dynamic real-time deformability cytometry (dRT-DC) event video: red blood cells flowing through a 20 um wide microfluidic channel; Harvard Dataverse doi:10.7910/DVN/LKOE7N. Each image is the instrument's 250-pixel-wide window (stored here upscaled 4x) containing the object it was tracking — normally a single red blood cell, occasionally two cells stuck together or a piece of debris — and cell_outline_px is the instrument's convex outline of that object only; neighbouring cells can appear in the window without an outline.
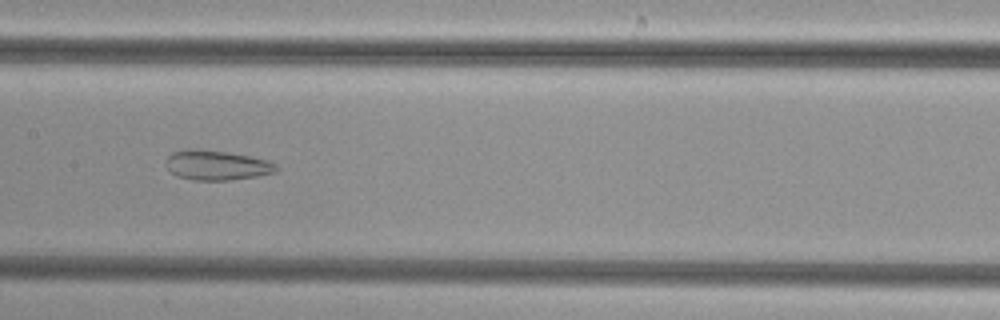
{"species": "common noctule bat (a hibernating species)", "species_latin": "Nyctalus noctula", "temperature_condition": "cold", "stored_images_in_passage": 40, "camera_frame_rate_fps": 3000, "um_per_image_px": 0.085, "animal": {"sex": "female", "body_mass_g": 29.2, "forearm_length_mm": 56.3}, "frame": {"image": 1, "passage_image": 21, "time_ms": 6.667, "image_size_px": [1000, 320], "cell_outline_px": [[276, 172], [256, 176], [228, 180], [192, 180], [176, 176], [164, 164], [168, 156], [172, 152], [188, 148], [196, 148], [224, 152], [248, 156], [268, 160], [276, 164]], "centroid_in_image_um": [18.37, 14.04], "position_along_channel_um": 189.0, "area_um2": 19.07}}
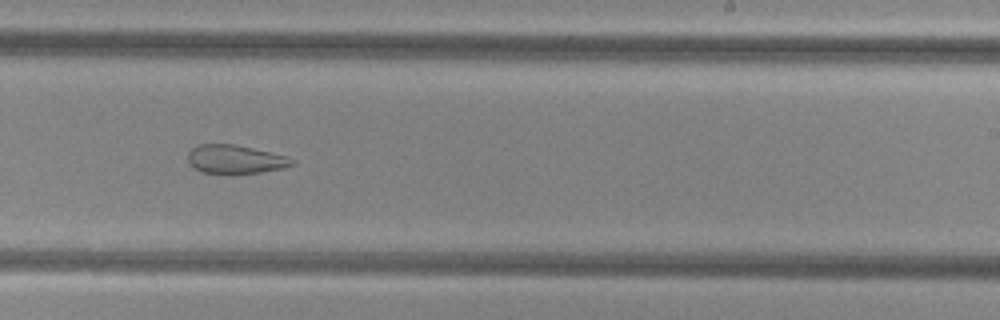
{"frame": {"image": 2, "passage_image": 27, "time_ms": 8.667, "image_size_px": [1000, 320], "cell_outline_px": [[296, 164], [284, 168], [260, 172], [204, 172], [192, 168], [188, 160], [188, 152], [196, 144], [236, 144], [284, 156], [296, 160]], "centroid_in_image_um": [19.98, 13.52], "position_along_channel_um": 269.0, "area_um2": 17.05}}
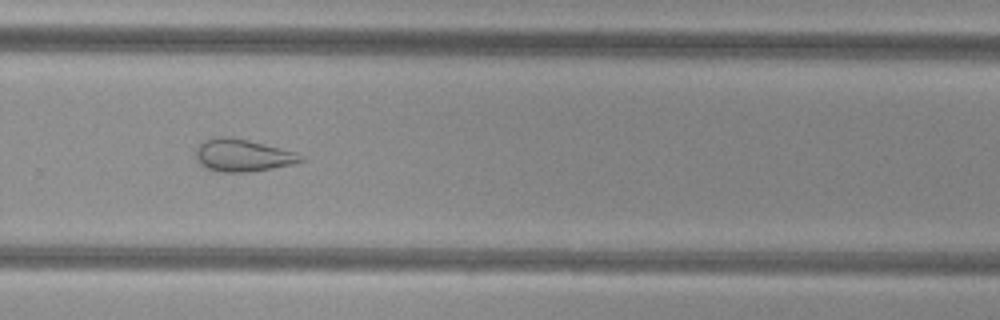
{"frame": {"image": 3, "passage_image": 30, "time_ms": 9.667, "image_size_px": [1000, 320], "cell_outline_px": [[304, 160], [292, 164], [272, 168], [248, 172], [220, 172], [208, 168], [200, 164], [196, 156], [196, 148], [204, 140], [220, 136], [224, 136], [248, 140], [296, 152], [304, 156]], "centroid_in_image_um": [20.63, 13.2], "position_along_channel_um": 309.2, "area_um2": 19.59}}